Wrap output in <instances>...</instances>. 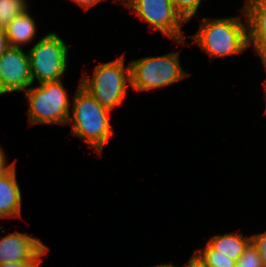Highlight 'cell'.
<instances>
[{"label": "cell", "mask_w": 266, "mask_h": 267, "mask_svg": "<svg viewBox=\"0 0 266 267\" xmlns=\"http://www.w3.org/2000/svg\"><path fill=\"white\" fill-rule=\"evenodd\" d=\"M70 105V134L81 138L88 147L101 154L114 131L110 122L112 111L103 107L80 82Z\"/></svg>", "instance_id": "cell-1"}, {"label": "cell", "mask_w": 266, "mask_h": 267, "mask_svg": "<svg viewBox=\"0 0 266 267\" xmlns=\"http://www.w3.org/2000/svg\"><path fill=\"white\" fill-rule=\"evenodd\" d=\"M245 25L241 18H207L200 20L198 32L191 36L194 43L211 59L243 53L249 48L247 17L243 8Z\"/></svg>", "instance_id": "cell-2"}, {"label": "cell", "mask_w": 266, "mask_h": 267, "mask_svg": "<svg viewBox=\"0 0 266 267\" xmlns=\"http://www.w3.org/2000/svg\"><path fill=\"white\" fill-rule=\"evenodd\" d=\"M124 53L115 60L97 65L90 78L81 76L80 85L110 111L122 105L131 86L130 64L125 66Z\"/></svg>", "instance_id": "cell-3"}, {"label": "cell", "mask_w": 266, "mask_h": 267, "mask_svg": "<svg viewBox=\"0 0 266 267\" xmlns=\"http://www.w3.org/2000/svg\"><path fill=\"white\" fill-rule=\"evenodd\" d=\"M28 101V123L66 125L70 117V100L62 80L40 83L24 92Z\"/></svg>", "instance_id": "cell-4"}, {"label": "cell", "mask_w": 266, "mask_h": 267, "mask_svg": "<svg viewBox=\"0 0 266 267\" xmlns=\"http://www.w3.org/2000/svg\"><path fill=\"white\" fill-rule=\"evenodd\" d=\"M131 87L149 91L176 83L189 76L179 61V53L148 56L130 61Z\"/></svg>", "instance_id": "cell-5"}, {"label": "cell", "mask_w": 266, "mask_h": 267, "mask_svg": "<svg viewBox=\"0 0 266 267\" xmlns=\"http://www.w3.org/2000/svg\"><path fill=\"white\" fill-rule=\"evenodd\" d=\"M68 45L55 32L44 35L28 51L34 81H59L67 71Z\"/></svg>", "instance_id": "cell-6"}, {"label": "cell", "mask_w": 266, "mask_h": 267, "mask_svg": "<svg viewBox=\"0 0 266 267\" xmlns=\"http://www.w3.org/2000/svg\"><path fill=\"white\" fill-rule=\"evenodd\" d=\"M125 6L152 27L149 31H160L178 46L183 43L188 45L182 33L186 21L175 10L172 0H126Z\"/></svg>", "instance_id": "cell-7"}, {"label": "cell", "mask_w": 266, "mask_h": 267, "mask_svg": "<svg viewBox=\"0 0 266 267\" xmlns=\"http://www.w3.org/2000/svg\"><path fill=\"white\" fill-rule=\"evenodd\" d=\"M32 84L28 52L9 46L0 56V95L25 92Z\"/></svg>", "instance_id": "cell-8"}, {"label": "cell", "mask_w": 266, "mask_h": 267, "mask_svg": "<svg viewBox=\"0 0 266 267\" xmlns=\"http://www.w3.org/2000/svg\"><path fill=\"white\" fill-rule=\"evenodd\" d=\"M49 247L40 239L19 231L0 238V264L8 262L42 261Z\"/></svg>", "instance_id": "cell-9"}, {"label": "cell", "mask_w": 266, "mask_h": 267, "mask_svg": "<svg viewBox=\"0 0 266 267\" xmlns=\"http://www.w3.org/2000/svg\"><path fill=\"white\" fill-rule=\"evenodd\" d=\"M22 195L16 177V162L0 176V219L20 218Z\"/></svg>", "instance_id": "cell-10"}, {"label": "cell", "mask_w": 266, "mask_h": 267, "mask_svg": "<svg viewBox=\"0 0 266 267\" xmlns=\"http://www.w3.org/2000/svg\"><path fill=\"white\" fill-rule=\"evenodd\" d=\"M30 11H25L22 15L16 16L5 28L7 41L10 47L22 48L24 45L32 43L36 36L37 27L35 20L30 15Z\"/></svg>", "instance_id": "cell-11"}, {"label": "cell", "mask_w": 266, "mask_h": 267, "mask_svg": "<svg viewBox=\"0 0 266 267\" xmlns=\"http://www.w3.org/2000/svg\"><path fill=\"white\" fill-rule=\"evenodd\" d=\"M250 242L251 235L244 236L242 232H231L212 236L207 243L214 249V255H223L238 261Z\"/></svg>", "instance_id": "cell-12"}, {"label": "cell", "mask_w": 266, "mask_h": 267, "mask_svg": "<svg viewBox=\"0 0 266 267\" xmlns=\"http://www.w3.org/2000/svg\"><path fill=\"white\" fill-rule=\"evenodd\" d=\"M248 33H266V0H246Z\"/></svg>", "instance_id": "cell-13"}, {"label": "cell", "mask_w": 266, "mask_h": 267, "mask_svg": "<svg viewBox=\"0 0 266 267\" xmlns=\"http://www.w3.org/2000/svg\"><path fill=\"white\" fill-rule=\"evenodd\" d=\"M27 0H0V27L6 28L18 15L29 10Z\"/></svg>", "instance_id": "cell-14"}, {"label": "cell", "mask_w": 266, "mask_h": 267, "mask_svg": "<svg viewBox=\"0 0 266 267\" xmlns=\"http://www.w3.org/2000/svg\"><path fill=\"white\" fill-rule=\"evenodd\" d=\"M194 253L209 267H237V261L223 255H214V249L206 243L205 247L195 250Z\"/></svg>", "instance_id": "cell-15"}, {"label": "cell", "mask_w": 266, "mask_h": 267, "mask_svg": "<svg viewBox=\"0 0 266 267\" xmlns=\"http://www.w3.org/2000/svg\"><path fill=\"white\" fill-rule=\"evenodd\" d=\"M175 10L188 22L200 7L202 0H172Z\"/></svg>", "instance_id": "cell-16"}, {"label": "cell", "mask_w": 266, "mask_h": 267, "mask_svg": "<svg viewBox=\"0 0 266 267\" xmlns=\"http://www.w3.org/2000/svg\"><path fill=\"white\" fill-rule=\"evenodd\" d=\"M237 267H263L261 264L260 253L252 241L248 244L237 261Z\"/></svg>", "instance_id": "cell-17"}, {"label": "cell", "mask_w": 266, "mask_h": 267, "mask_svg": "<svg viewBox=\"0 0 266 267\" xmlns=\"http://www.w3.org/2000/svg\"><path fill=\"white\" fill-rule=\"evenodd\" d=\"M248 41L249 47L253 46L252 49L264 63L266 61V33H248Z\"/></svg>", "instance_id": "cell-18"}, {"label": "cell", "mask_w": 266, "mask_h": 267, "mask_svg": "<svg viewBox=\"0 0 266 267\" xmlns=\"http://www.w3.org/2000/svg\"><path fill=\"white\" fill-rule=\"evenodd\" d=\"M251 241L260 253L261 264L266 267V231L251 235Z\"/></svg>", "instance_id": "cell-19"}, {"label": "cell", "mask_w": 266, "mask_h": 267, "mask_svg": "<svg viewBox=\"0 0 266 267\" xmlns=\"http://www.w3.org/2000/svg\"><path fill=\"white\" fill-rule=\"evenodd\" d=\"M41 261H24V262H8L6 264H0V267H39Z\"/></svg>", "instance_id": "cell-20"}, {"label": "cell", "mask_w": 266, "mask_h": 267, "mask_svg": "<svg viewBox=\"0 0 266 267\" xmlns=\"http://www.w3.org/2000/svg\"><path fill=\"white\" fill-rule=\"evenodd\" d=\"M182 267H209V266L195 253H193L191 258Z\"/></svg>", "instance_id": "cell-21"}, {"label": "cell", "mask_w": 266, "mask_h": 267, "mask_svg": "<svg viewBox=\"0 0 266 267\" xmlns=\"http://www.w3.org/2000/svg\"><path fill=\"white\" fill-rule=\"evenodd\" d=\"M77 4V6L82 7L84 10H88L95 6L97 3L102 2V0H72Z\"/></svg>", "instance_id": "cell-22"}, {"label": "cell", "mask_w": 266, "mask_h": 267, "mask_svg": "<svg viewBox=\"0 0 266 267\" xmlns=\"http://www.w3.org/2000/svg\"><path fill=\"white\" fill-rule=\"evenodd\" d=\"M9 44L7 41L6 31L0 27V56L8 49Z\"/></svg>", "instance_id": "cell-23"}, {"label": "cell", "mask_w": 266, "mask_h": 267, "mask_svg": "<svg viewBox=\"0 0 266 267\" xmlns=\"http://www.w3.org/2000/svg\"><path fill=\"white\" fill-rule=\"evenodd\" d=\"M6 154L5 152H3L1 155H0V176L3 175L6 171H8L12 166L13 164L16 162V160L11 163V164H8L7 162V158H6ZM8 164V165H7Z\"/></svg>", "instance_id": "cell-24"}, {"label": "cell", "mask_w": 266, "mask_h": 267, "mask_svg": "<svg viewBox=\"0 0 266 267\" xmlns=\"http://www.w3.org/2000/svg\"><path fill=\"white\" fill-rule=\"evenodd\" d=\"M151 267H178V266H175L172 263H164V264H158V265L151 266Z\"/></svg>", "instance_id": "cell-25"}, {"label": "cell", "mask_w": 266, "mask_h": 267, "mask_svg": "<svg viewBox=\"0 0 266 267\" xmlns=\"http://www.w3.org/2000/svg\"><path fill=\"white\" fill-rule=\"evenodd\" d=\"M114 1L116 2L115 4H120V5H125L126 3V0H114Z\"/></svg>", "instance_id": "cell-26"}, {"label": "cell", "mask_w": 266, "mask_h": 267, "mask_svg": "<svg viewBox=\"0 0 266 267\" xmlns=\"http://www.w3.org/2000/svg\"><path fill=\"white\" fill-rule=\"evenodd\" d=\"M263 85H264V91H265V96H266V83H264ZM265 113H266V109H265Z\"/></svg>", "instance_id": "cell-27"}, {"label": "cell", "mask_w": 266, "mask_h": 267, "mask_svg": "<svg viewBox=\"0 0 266 267\" xmlns=\"http://www.w3.org/2000/svg\"><path fill=\"white\" fill-rule=\"evenodd\" d=\"M4 152L3 148H1V145H0V155Z\"/></svg>", "instance_id": "cell-28"}, {"label": "cell", "mask_w": 266, "mask_h": 267, "mask_svg": "<svg viewBox=\"0 0 266 267\" xmlns=\"http://www.w3.org/2000/svg\"><path fill=\"white\" fill-rule=\"evenodd\" d=\"M263 65H264V68H265V70H266V61L263 63ZM264 83H266V80H265Z\"/></svg>", "instance_id": "cell-29"}]
</instances>
